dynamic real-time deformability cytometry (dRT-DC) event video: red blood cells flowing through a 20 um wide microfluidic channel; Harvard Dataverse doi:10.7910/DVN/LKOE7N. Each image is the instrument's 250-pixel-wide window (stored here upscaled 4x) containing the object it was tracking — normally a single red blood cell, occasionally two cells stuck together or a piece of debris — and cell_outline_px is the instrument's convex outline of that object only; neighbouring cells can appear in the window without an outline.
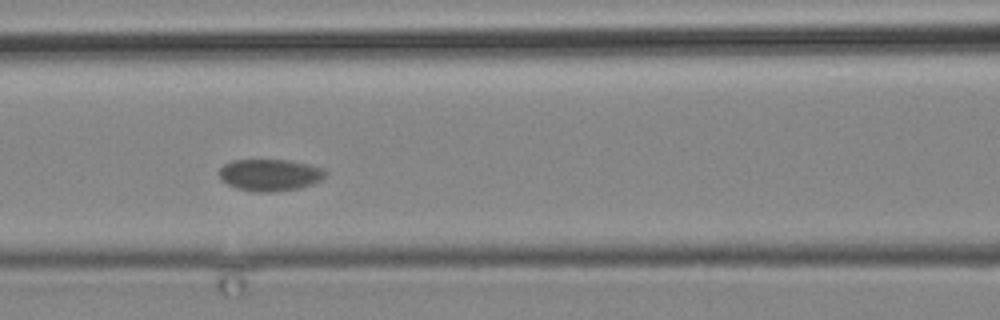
{"species": "common noctule bat (a hibernating species)", "species_latin": "Nyctalus noctula", "temperature_condition": "cold", "stored_images_in_passage": 4, "camera_frame_rate_fps": 3000, "um_per_image_px": 0.085, "animal": {"sex": "male", "body_mass_g": 19.2, "forearm_length_mm": 51.8}, "frame": {"image": 1, "passage_image": 3, "time_ms": 2.333, "image_size_px": [1000, 320], "cell_outline_px": [[328, 172], [320, 180], [312, 184], [300, 188], [272, 192], [256, 192], [240, 188], [228, 184], [220, 180], [220, 168], [224, 164], [232, 160], [288, 160], [308, 164], [324, 168]], "centroid_in_image_um": [22.96, 14.86], "position_along_channel_um": 143.6, "area_um2": 19.65}}
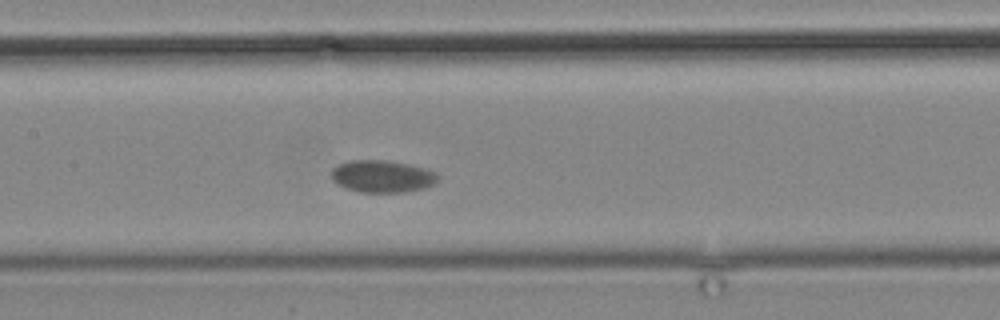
{"frame": {"image": 2, "passage_image": 4, "time_ms": 3.333, "image_size_px": [1000, 320], "cell_outline_px": [[440, 176], [432, 184], [424, 188], [404, 192], [360, 192], [344, 188], [332, 180], [332, 168], [336, 164], [348, 160], [388, 160], [428, 168], [436, 172]], "centroid_in_image_um": [32.47, 14.97], "position_along_channel_um": 174.9, "area_um2": 20.23}}